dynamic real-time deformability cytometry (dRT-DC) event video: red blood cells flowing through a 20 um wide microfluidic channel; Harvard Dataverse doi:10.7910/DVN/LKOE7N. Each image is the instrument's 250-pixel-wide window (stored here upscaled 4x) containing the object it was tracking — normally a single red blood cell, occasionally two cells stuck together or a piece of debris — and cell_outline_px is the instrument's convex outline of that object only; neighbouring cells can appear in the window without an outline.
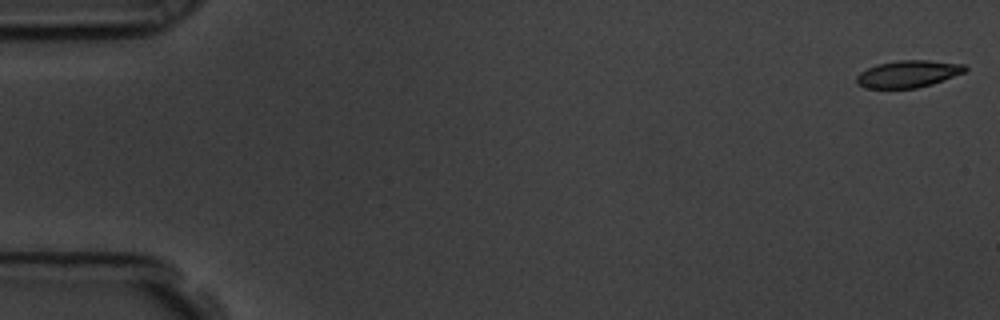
{"species": "common noctule bat (a hibernating species)", "species_latin": "Nyctalus noctula", "temperature_condition": "room temperature", "stored_images_in_passage": 57, "camera_frame_rate_fps": 3000, "um_per_image_px": 0.085, "animal": {"sex": "male", "body_mass_g": 19.5, "forearm_length_mm": 54.6}, "frame": {"image": 1, "passage_image": 1, "time_ms": 0.0, "image_size_px": [1000, 320], "cell_outline_px": [[968, 68], [964, 72], [932, 84], [916, 88], [864, 88], [856, 84], [856, 76], [860, 72], [876, 64], [900, 60], [928, 60], [964, 64]], "centroid_in_image_um": [77.16, 6.28], "position_along_channel_um": 7.8, "area_um2": 17.11}}
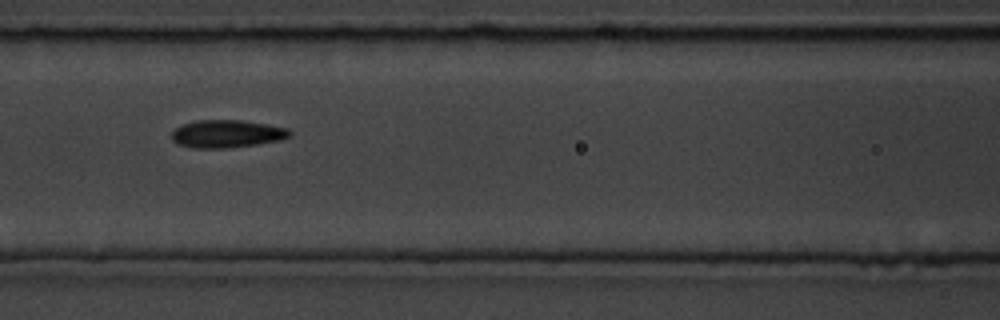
{"frame": {"image": 2, "passage_image": 25, "time_ms": 8.0, "image_size_px": [1000, 320], "cell_outline_px": [[292, 136], [280, 140], [256, 144], [224, 148], [192, 148], [180, 144], [172, 140], [172, 132], [180, 124], [196, 120], [244, 120], [268, 124], [288, 128], [292, 132]], "centroid_in_image_um": [19.3, 11.36], "position_along_channel_um": 147.3, "area_um2": 19.19}}
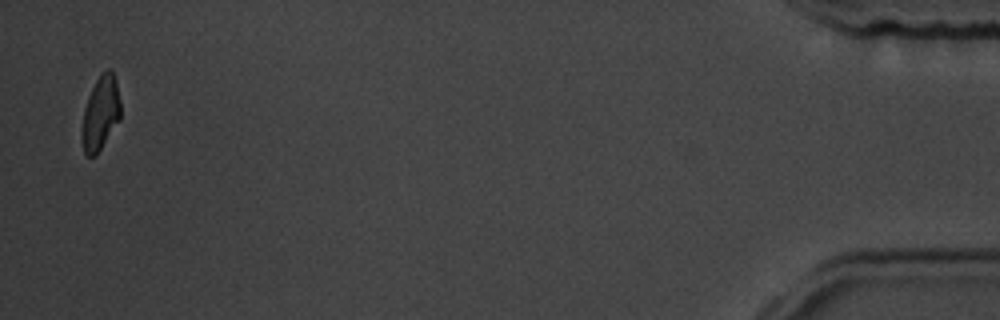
{"frame": {"image": 3, "passage_image": 56, "time_ms": 18.333, "image_size_px": [1000, 320], "cell_outline_px": [[120, 120], [96, 156], [88, 156], [84, 152], [80, 140], [80, 132], [84, 108], [88, 96], [96, 80], [108, 68], [112, 68], [116, 80], [120, 100]], "centroid_in_image_um": [8.53, 9.65], "position_along_channel_um": 426.7, "area_um2": 16.99}, "authors_computed_cell_mechanics": {"area_um2": 17.9758, "velocity_mm_per_s": 3.5747, "shape_relaxation_time_tau1_ms": null, "shape_relaxation_time_tau2_ms": 4.0217, "deformation_change_tau1": null, "deformation_change_tau2": 0.1133}}